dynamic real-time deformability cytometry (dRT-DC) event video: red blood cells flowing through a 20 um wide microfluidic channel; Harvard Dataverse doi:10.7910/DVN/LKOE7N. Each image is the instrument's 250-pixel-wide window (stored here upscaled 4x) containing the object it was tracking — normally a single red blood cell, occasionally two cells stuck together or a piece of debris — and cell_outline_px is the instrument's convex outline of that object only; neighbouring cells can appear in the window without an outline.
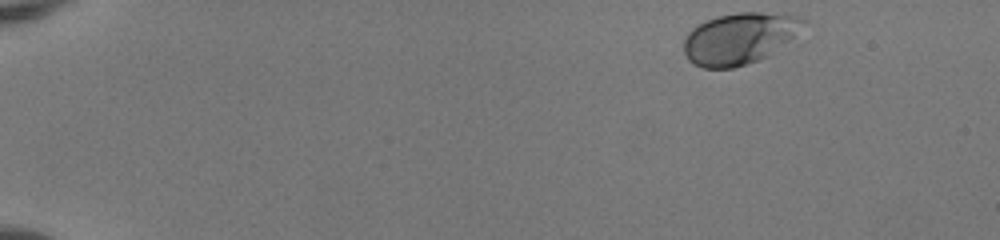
{"species": "human", "species_latin": "Homo sapiens", "temperature_condition": "room temperature", "stored_images_in_passage": 46, "camera_frame_rate_fps": 3000, "um_per_image_px": 0.085, "donor": {"sex": "female"}, "frame": {"image": 1, "passage_image": 1, "time_ms": 0.0, "image_size_px": [1000, 240], "cell_outline_px": [[808, 20], [788, 40], [768, 56], [760, 60], [732, 68], [704, 68], [692, 64], [688, 60], [684, 52], [684, 40], [688, 32], [692, 28], [716, 16], [740, 12], [760, 12], [800, 16]], "centroid_in_image_um": [62.81, 3.27], "position_along_channel_um": 22.2, "area_um2": 35.49}}
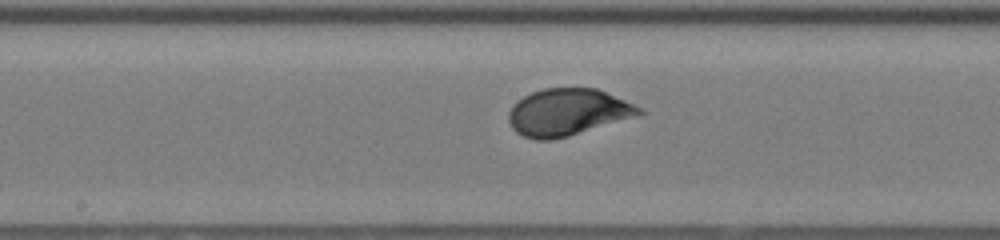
{"frame": {"image": 2, "passage_image": 24, "time_ms": 7.667, "image_size_px": [1000, 240], "cell_outline_px": [[644, 112], [636, 116], [568, 136], [548, 140], [536, 140], [524, 136], [516, 132], [512, 128], [508, 120], [508, 112], [516, 100], [532, 92], [544, 88], [596, 88], [624, 100], [640, 108]], "centroid_in_image_um": [48.19, 9.53], "position_along_channel_um": 200.0, "area_um2": 35.32}}
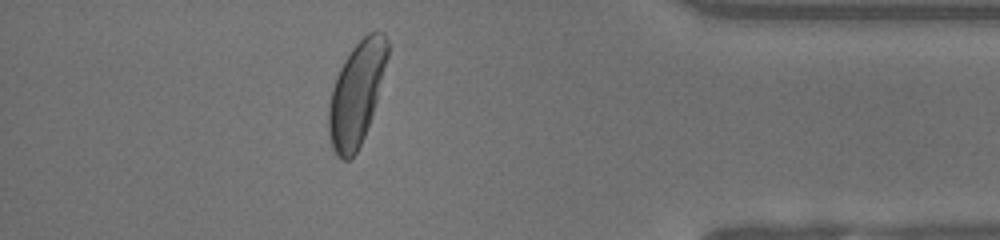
{"frame": {"image": 3, "passage_image": 41, "time_ms": 13.333, "image_size_px": [1000, 240], "cell_outline_px": [[388, 56], [372, 116], [364, 136], [356, 152], [348, 160], [344, 160], [336, 156], [332, 148], [328, 132], [328, 104], [332, 88], [336, 76], [344, 60], [352, 48], [368, 32], [384, 32], [388, 40]], "centroid_in_image_um": [30.29, 7.96], "position_along_channel_um": 404.9, "area_um2": 35.2}, "authors_computed_cell_mechanics": {"area_um2": 34.6222, "velocity_mm_per_s": 4.0776, "shape_relaxation_time_tau1_ms": 2.4025, "shape_relaxation_time_tau2_ms": null, "deformation_change_tau1": 0.1331, "deformation_change_tau2": null}}